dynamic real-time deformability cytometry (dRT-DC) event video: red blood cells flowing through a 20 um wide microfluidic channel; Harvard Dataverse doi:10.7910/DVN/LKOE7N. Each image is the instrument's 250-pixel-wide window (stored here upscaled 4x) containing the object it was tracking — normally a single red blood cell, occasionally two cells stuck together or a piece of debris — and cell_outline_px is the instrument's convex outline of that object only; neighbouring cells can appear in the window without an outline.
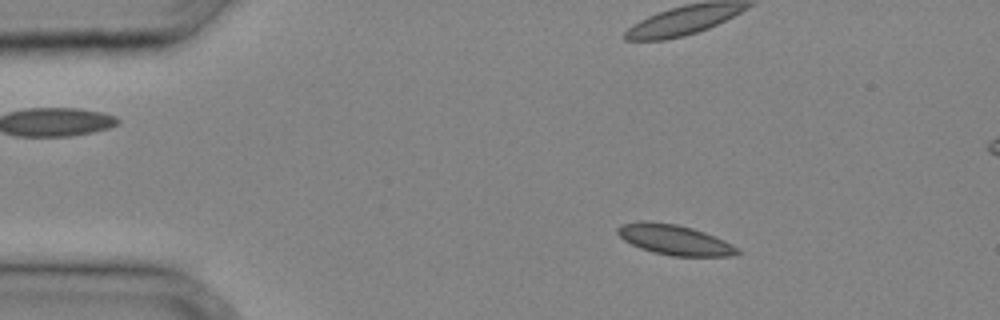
{"species": "common noctule bat (a hibernating species)", "species_latin": "Nyctalus noctula", "temperature_condition": "cold", "stored_images_in_passage": 34, "camera_frame_rate_fps": 3000, "um_per_image_px": 0.085, "animal": {"sex": "male", "body_mass_g": 20.4}, "frame": {"image": 1, "passage_image": 6, "time_ms": 1.667, "image_size_px": [1000, 320], "cell_outline_px": [[740, 252], [732, 256], [672, 256], [652, 252], [640, 248], [624, 240], [616, 232], [616, 228], [620, 224], [636, 220], [652, 220], [676, 224], [692, 228], [704, 232], [724, 240], [740, 248]], "centroid_in_image_um": [57.29, 20.36], "position_along_channel_um": 27.7, "area_um2": 21.39}}